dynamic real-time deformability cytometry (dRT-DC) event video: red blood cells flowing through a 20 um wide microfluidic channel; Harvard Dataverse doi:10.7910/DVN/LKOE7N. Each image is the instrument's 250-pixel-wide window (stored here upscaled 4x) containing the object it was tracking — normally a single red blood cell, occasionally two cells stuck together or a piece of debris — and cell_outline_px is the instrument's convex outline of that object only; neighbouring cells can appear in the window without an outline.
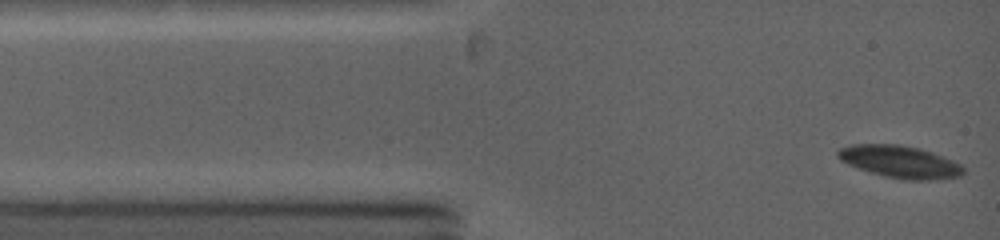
{"species": "common noctule bat (a hibernating species)", "species_latin": "Nyctalus noctula", "temperature_condition": "warm", "stored_images_in_passage": 7, "camera_frame_rate_fps": 5000, "um_per_image_px": 0.085, "animal": {"sex": "female", "body_mass_g": 19.0, "forearm_length_mm": 53.3}, "frame": {"image": 1, "passage_image": 1, "time_ms": 0.0, "image_size_px": [1000, 240], "cell_outline_px": [[964, 172], [960, 176], [928, 180], [904, 180], [884, 176], [848, 164], [840, 160], [836, 156], [836, 152], [840, 148], [852, 144], [896, 144], [920, 148], [944, 156], [960, 164], [964, 168]], "centroid_in_image_um": [76.49, 13.74], "position_along_channel_um": 8.5, "area_um2": 23.52}}
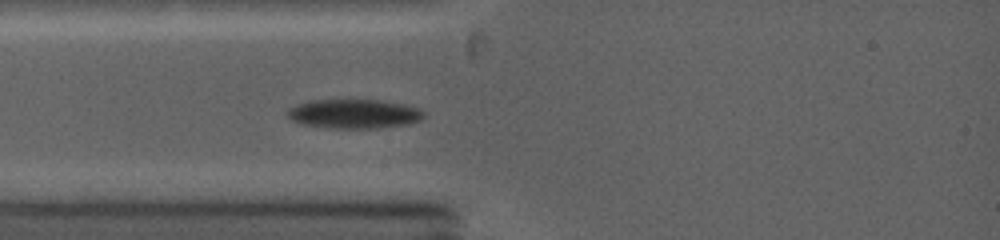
{"frame": {"image": 2, "passage_image": 5, "time_ms": 2.4, "image_size_px": [1000, 240], "cell_outline_px": [[424, 116], [420, 120], [408, 124], [376, 128], [332, 128], [300, 124], [292, 120], [288, 116], [288, 108], [296, 104], [308, 100], [380, 100], [404, 104], [420, 108], [424, 112]], "centroid_in_image_um": [30.08, 9.67], "position_along_channel_um": 54.9, "area_um2": 23.29}}